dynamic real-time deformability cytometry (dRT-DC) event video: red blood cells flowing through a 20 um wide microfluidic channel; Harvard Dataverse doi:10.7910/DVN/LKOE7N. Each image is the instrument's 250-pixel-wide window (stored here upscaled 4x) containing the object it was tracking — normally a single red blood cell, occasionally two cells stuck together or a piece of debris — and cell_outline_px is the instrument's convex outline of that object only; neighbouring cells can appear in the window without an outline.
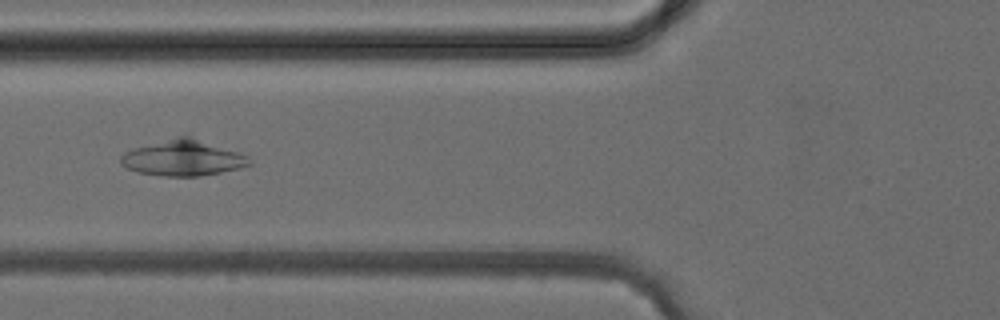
{"species": "common noctule bat (a hibernating species)", "species_latin": "Nyctalus noctula", "temperature_condition": "cold", "stored_images_in_passage": 7, "camera_frame_rate_fps": 3000, "um_per_image_px": 0.085, "animal": {"sex": "female", "body_mass_g": 24.6, "forearm_length_mm": 56.2}, "frame": {"image": 1, "passage_image": 4, "time_ms": 4.333, "image_size_px": [1000, 320], "cell_outline_px": [[252, 164], [240, 168], [200, 176], [164, 176], [140, 172], [128, 168], [120, 164], [120, 156], [124, 152], [132, 148], [188, 132], [240, 152], [248, 156], [252, 160]], "centroid_in_image_um": [15.61, 13.36], "position_along_channel_um": 110.2, "area_um2": 27.8}}